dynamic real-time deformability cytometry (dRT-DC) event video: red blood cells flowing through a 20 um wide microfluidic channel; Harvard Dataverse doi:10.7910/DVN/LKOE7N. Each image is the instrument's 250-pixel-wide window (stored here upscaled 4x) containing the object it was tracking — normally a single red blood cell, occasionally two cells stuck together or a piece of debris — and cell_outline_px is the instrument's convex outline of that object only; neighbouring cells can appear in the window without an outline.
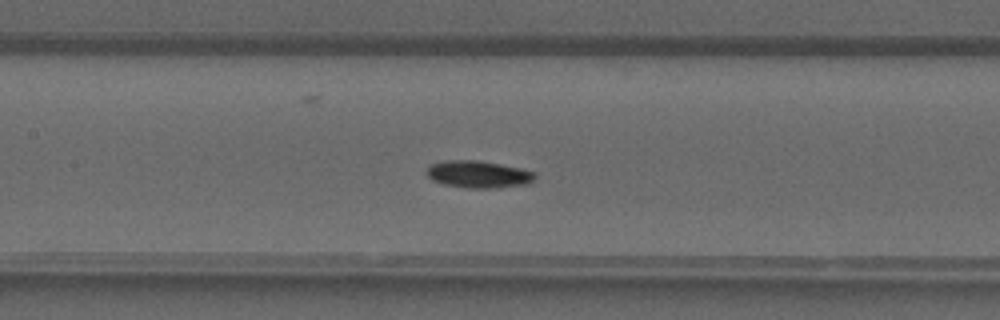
{"species": "common noctule bat (a hibernating species)", "species_latin": "Nyctalus noctula", "temperature_condition": "warm", "stored_images_in_passage": 39, "camera_frame_rate_fps": 3000, "um_per_image_px": 0.085, "animal": {"sex": "male", "forearm_length_mm": 52.5}, "frame": {"image": 1, "passage_image": 18, "time_ms": 5.667, "image_size_px": [1000, 320], "cell_outline_px": [[536, 176], [528, 184], [492, 188], [468, 188], [444, 184], [432, 180], [428, 176], [428, 164], [444, 160], [476, 160], [500, 164], [520, 168], [536, 172]], "centroid_in_image_um": [40.65, 14.81], "position_along_channel_um": 166.7, "area_um2": 17.11}}
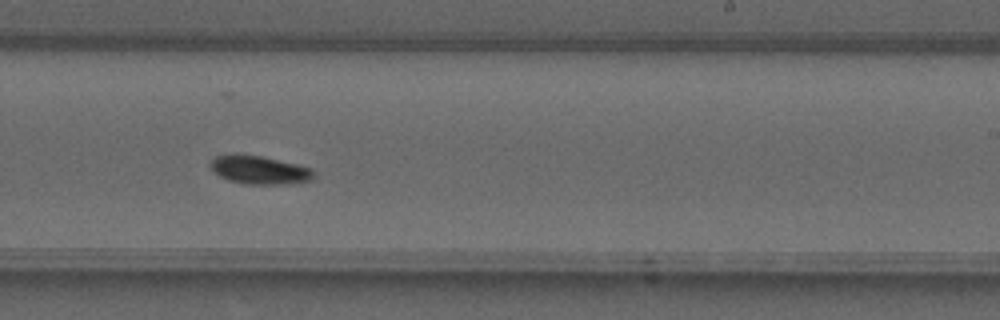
{"frame": {"image": 2, "passage_image": 24, "time_ms": 7.667, "image_size_px": [1000, 320], "cell_outline_px": [[316, 176], [312, 180], [292, 184], [244, 184], [228, 180], [220, 176], [208, 164], [216, 156], [228, 152], [236, 152], [260, 156], [296, 164], [312, 168], [316, 172]], "centroid_in_image_um": [22.06, 14.43], "position_along_channel_um": 266.9, "area_um2": 17.51}}
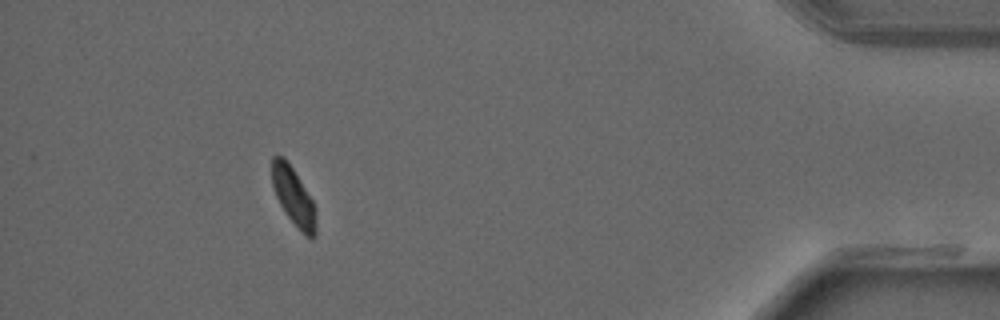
{"frame": {"image": 3, "passage_image": 36, "time_ms": 11.667, "image_size_px": [1000, 320], "cell_outline_px": [[316, 236], [304, 236], [288, 216], [280, 204], [276, 196], [272, 184], [272, 156], [284, 156], [292, 168], [312, 200], [316, 208]], "centroid_in_image_um": [24.95, 16.72], "position_along_channel_um": 410.2, "area_um2": 14.62}}